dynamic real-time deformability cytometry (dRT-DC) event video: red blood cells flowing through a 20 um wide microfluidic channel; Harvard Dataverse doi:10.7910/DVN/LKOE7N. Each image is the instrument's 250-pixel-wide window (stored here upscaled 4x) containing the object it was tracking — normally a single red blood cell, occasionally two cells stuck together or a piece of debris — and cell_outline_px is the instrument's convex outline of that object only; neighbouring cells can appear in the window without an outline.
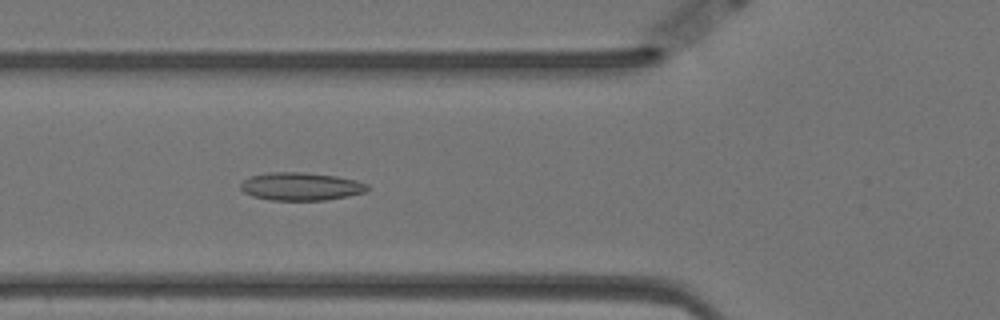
{"species": "Egyptian fruit bat (a non-hibernating species)", "species_latin": "Rousettus aegyptiacus", "temperature_condition": "warm", "stored_images_in_passage": 38, "camera_frame_rate_fps": 3000, "um_per_image_px": 0.085, "animal": {"sex": "female"}, "frame": {"image": 1, "passage_image": 6, "time_ms": 1.667, "image_size_px": [1000, 320], "cell_outline_px": [[372, 188], [364, 192], [348, 196], [324, 200], [272, 200], [252, 196], [244, 192], [240, 188], [240, 184], [244, 180], [252, 176], [272, 172], [304, 172], [336, 176], [356, 180], [368, 184]], "centroid_in_image_um": [25.61, 15.85], "position_along_channel_um": 100.2, "area_um2": 20.63}}
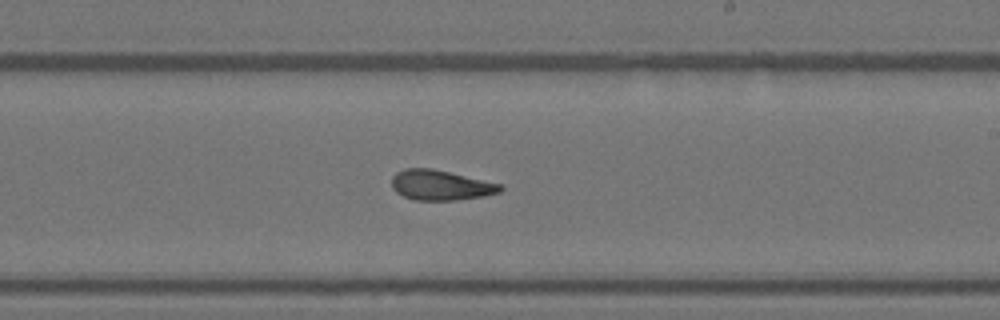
{"frame": {"image": 2, "passage_image": 19, "time_ms": 6.0, "image_size_px": [1000, 320], "cell_outline_px": [[504, 188], [500, 192], [484, 196], [456, 200], [416, 200], [404, 196], [396, 192], [392, 188], [392, 176], [396, 172], [404, 168], [432, 168], [500, 184]], "centroid_in_image_um": [37.42, 15.74], "position_along_channel_um": 251.6, "area_um2": 18.96}}
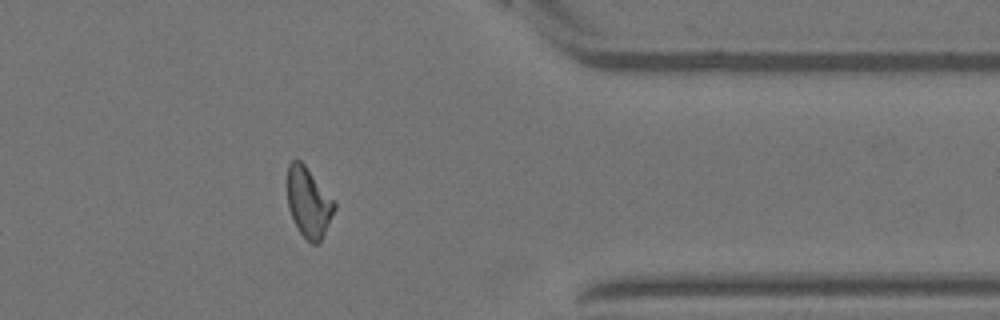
{"frame": {"image": 3, "passage_image": 32, "time_ms": 10.333, "image_size_px": [1000, 320], "cell_outline_px": [[336, 208], [320, 240], [316, 244], [312, 244], [300, 232], [288, 208], [288, 164], [292, 160], [300, 160], [304, 164], [336, 204]], "centroid_in_image_um": [26.22, 17.19], "position_along_channel_um": 385.2, "area_um2": 18.5}, "authors_computed_cell_mechanics": {"area_um2": 19.3341, "velocity_mm_per_s": 3.4932, "shape_relaxation_time_tau1_ms": null, "shape_relaxation_time_tau2_ms": 2.8148, "deformation_change_tau1": null, "deformation_change_tau2": 0.0948}}